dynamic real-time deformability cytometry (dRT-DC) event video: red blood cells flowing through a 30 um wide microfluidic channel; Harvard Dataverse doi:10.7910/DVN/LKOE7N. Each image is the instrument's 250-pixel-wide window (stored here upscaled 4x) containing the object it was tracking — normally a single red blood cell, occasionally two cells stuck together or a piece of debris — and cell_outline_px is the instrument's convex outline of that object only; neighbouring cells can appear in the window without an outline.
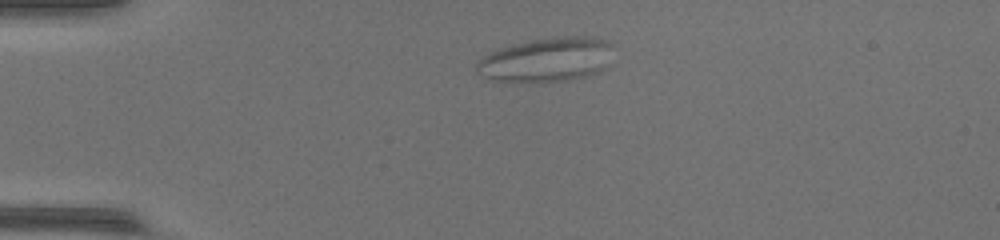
{"species": "common noctule bat (a hibernating species)", "species_latin": "Nyctalus noctula", "temperature_condition": "warm", "stored_images_in_passage": 44, "camera_frame_rate_fps": 3000, "um_per_image_px": 0.085, "animal": {"sex": "female", "body_mass_g": 17.0, "forearm_length_mm": 48.0}, "frame": {"image": 1, "passage_image": 7, "time_ms": 2.0, "image_size_px": [1000, 240], "cell_outline_px": [[612, 44], [604, 68], [596, 72], [584, 76], [568, 80], [544, 84], [516, 84], [492, 80], [476, 72], [476, 64], [484, 56], [500, 48], [532, 40], [560, 36], [592, 36], [608, 40]], "centroid_in_image_um": [46.41, 5.12], "position_along_channel_um": 38.6, "area_um2": 35.66}}
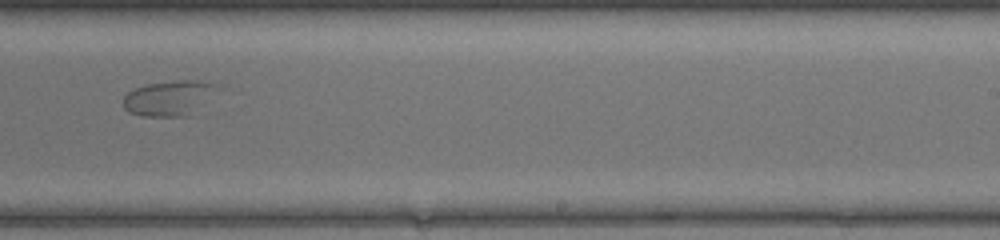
{"frame": {"image": 2, "passage_image": 27, "time_ms": 8.667, "image_size_px": [1000, 240], "cell_outline_px": [[220, 88], [188, 116], [140, 116], [128, 112], [124, 108], [124, 96], [128, 92], [136, 88], [148, 84], [176, 80], [200, 80], [220, 84]], "centroid_in_image_um": [14.38, 8.32], "position_along_channel_um": 274.6, "area_um2": 19.19}}
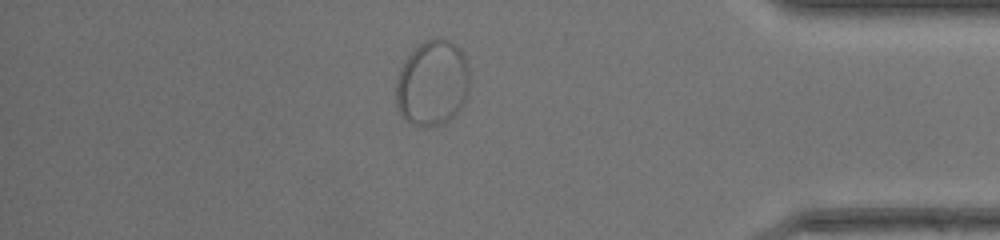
{"frame": {"image": 3, "passage_image": 38, "time_ms": 12.333, "image_size_px": [1000, 240], "cell_outline_px": [[468, 92], [460, 108], [444, 124], [424, 128], [420, 128], [412, 124], [396, 108], [396, 80], [400, 68], [408, 56], [424, 40], [436, 36], [448, 40], [456, 44], [460, 48], [464, 56], [468, 68]], "centroid_in_image_um": [36.74, 7.06], "position_along_channel_um": 398.5, "area_um2": 36.88}}